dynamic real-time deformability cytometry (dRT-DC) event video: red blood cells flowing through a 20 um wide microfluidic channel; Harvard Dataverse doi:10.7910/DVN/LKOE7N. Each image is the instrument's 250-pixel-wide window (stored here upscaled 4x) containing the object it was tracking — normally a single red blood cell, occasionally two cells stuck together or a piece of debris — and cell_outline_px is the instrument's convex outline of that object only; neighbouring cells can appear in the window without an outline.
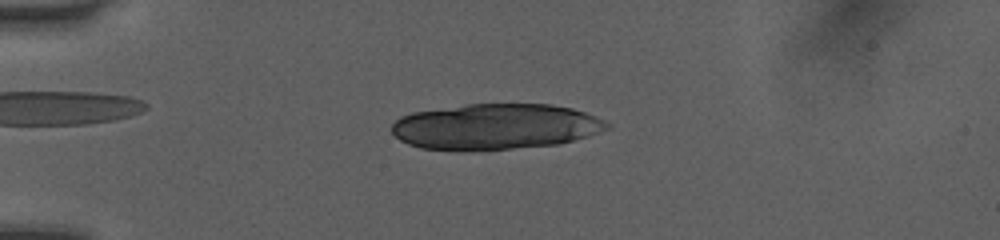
{"species": "human", "species_latin": "Homo sapiens", "temperature_condition": "room temperature", "stored_images_in_passage": 49, "camera_frame_rate_fps": 3000, "um_per_image_px": 0.085, "donor": {"sex": "female"}, "frame": {"image": 1, "passage_image": 12, "time_ms": 3.667, "image_size_px": [1000, 240], "cell_outline_px": [[612, 124], [608, 128], [588, 136], [560, 144], [468, 152], [460, 152], [420, 148], [408, 144], [400, 140], [392, 132], [392, 124], [400, 116], [412, 112], [468, 104], [552, 104], [572, 108], [596, 116]], "centroid_in_image_um": [42.09, 10.78], "position_along_channel_um": 42.9, "area_um2": 58.03}}